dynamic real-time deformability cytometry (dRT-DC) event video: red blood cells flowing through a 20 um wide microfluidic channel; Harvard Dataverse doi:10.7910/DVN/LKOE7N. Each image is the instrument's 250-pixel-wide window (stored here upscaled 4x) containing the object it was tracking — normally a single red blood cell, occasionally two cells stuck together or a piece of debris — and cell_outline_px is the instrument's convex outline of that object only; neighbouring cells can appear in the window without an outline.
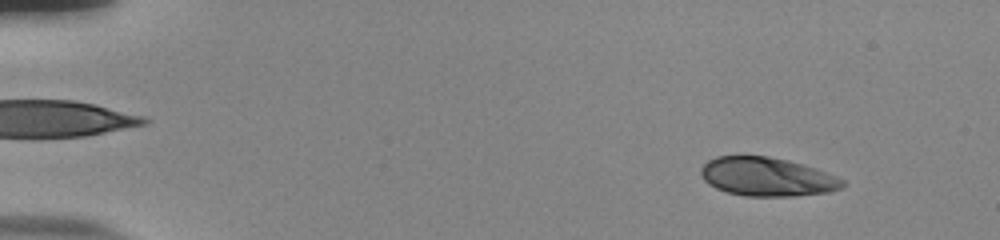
{"species": "human", "species_latin": "Homo sapiens", "temperature_condition": "room temperature", "stored_images_in_passage": 54, "camera_frame_rate_fps": 3000, "um_per_image_px": 0.085, "donor": {"sex": "male"}, "frame": {"image": 1, "passage_image": 6, "time_ms": 1.667, "image_size_px": [1000, 240], "cell_outline_px": [[844, 188], [828, 192], [796, 196], [744, 196], [728, 192], [716, 188], [708, 184], [704, 180], [700, 172], [700, 168], [708, 160], [716, 156], [768, 156], [788, 160], [804, 164], [828, 172], [844, 180]], "centroid_in_image_um": [65.22, 15.03], "position_along_channel_um": 19.8, "area_um2": 32.19}}
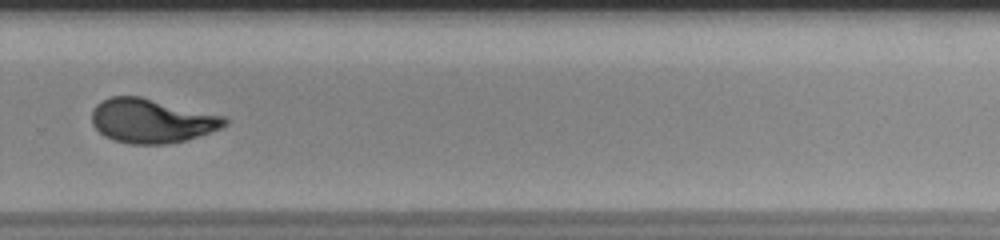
{"frame": {"image": 2, "passage_image": 39, "time_ms": 12.667, "image_size_px": [1000, 240], "cell_outline_px": [[228, 124], [220, 128], [188, 140], [164, 144], [128, 144], [112, 140], [104, 136], [92, 124], [92, 108], [96, 104], [112, 96], [140, 96], [224, 116], [228, 120]], "centroid_in_image_um": [12.87, 10.28], "position_along_channel_um": 316.9, "area_um2": 34.22}}
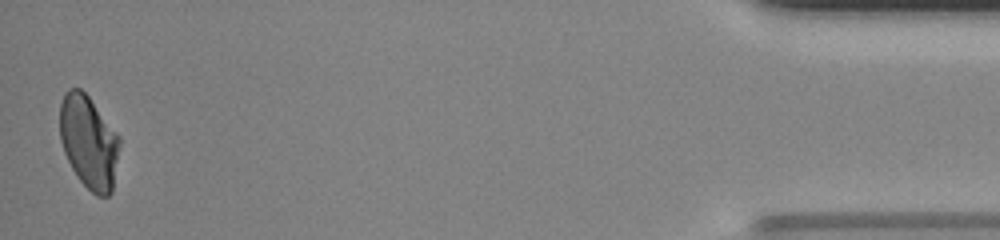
{"frame": {"image": 3, "passage_image": 54, "time_ms": 17.667, "image_size_px": [1000, 240], "cell_outline_px": [[120, 144], [112, 192], [108, 196], [96, 196], [80, 180], [72, 168], [64, 152], [60, 140], [60, 104], [64, 92], [68, 88], [80, 88], [88, 96], [120, 136]], "centroid_in_image_um": [7.54, 12.06], "position_along_channel_um": 427.7, "area_um2": 32.37}, "authors_computed_cell_mechanics": {"area_um2": 33.4084, "velocity_mm_per_s": 3.7978, "shape_relaxation_time_tau1_ms": 5.5488, "shape_relaxation_time_tau2_ms": null, "deformation_change_tau1": 0.2092, "deformation_change_tau2": null}}